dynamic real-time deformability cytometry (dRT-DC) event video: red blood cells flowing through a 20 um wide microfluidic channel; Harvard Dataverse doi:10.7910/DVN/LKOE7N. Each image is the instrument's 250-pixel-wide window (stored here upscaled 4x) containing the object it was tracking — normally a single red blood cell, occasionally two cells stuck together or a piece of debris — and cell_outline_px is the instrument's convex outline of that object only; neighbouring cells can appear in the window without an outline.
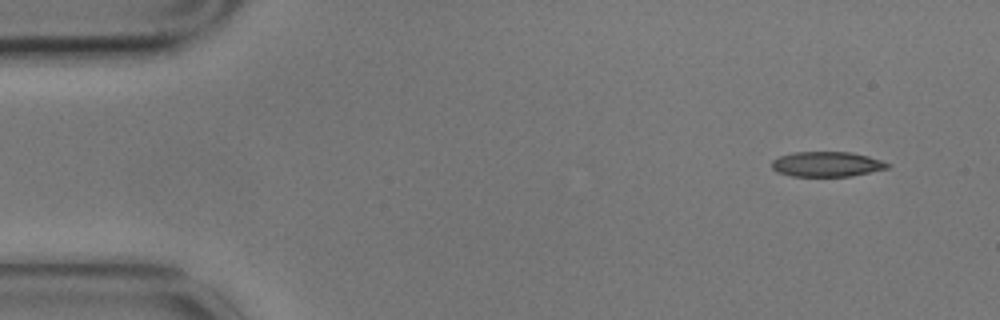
{"species": "common noctule bat (a hibernating species)", "species_latin": "Nyctalus noctula", "temperature_condition": "cold", "stored_images_in_passage": 6, "camera_frame_rate_fps": 3000, "um_per_image_px": 0.085, "animal": {"sex": "male", "body_mass_g": 17.9}, "frame": {"image": 1, "passage_image": 1, "time_ms": 0.0, "image_size_px": [1000, 320], "cell_outline_px": [[892, 164], [888, 168], [852, 176], [792, 176], [776, 172], [772, 168], [772, 160], [780, 156], [792, 152], [852, 152], [868, 156]], "centroid_in_image_um": [70.27, 13.95], "position_along_channel_um": 14.7, "area_um2": 16.94}}
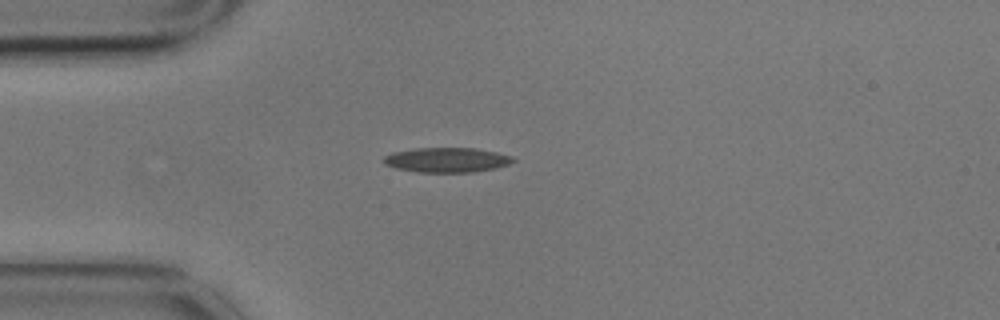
{"frame": {"image": 2, "passage_image": 4, "time_ms": 1.0, "image_size_px": [1000, 320], "cell_outline_px": [[516, 160], [508, 164], [496, 168], [472, 172], [416, 172], [396, 168], [384, 164], [380, 160], [384, 156], [392, 152], [416, 148], [476, 148], [496, 152], [512, 156]], "centroid_in_image_um": [37.94, 13.59], "position_along_channel_um": 47.1, "area_um2": 18.79}}